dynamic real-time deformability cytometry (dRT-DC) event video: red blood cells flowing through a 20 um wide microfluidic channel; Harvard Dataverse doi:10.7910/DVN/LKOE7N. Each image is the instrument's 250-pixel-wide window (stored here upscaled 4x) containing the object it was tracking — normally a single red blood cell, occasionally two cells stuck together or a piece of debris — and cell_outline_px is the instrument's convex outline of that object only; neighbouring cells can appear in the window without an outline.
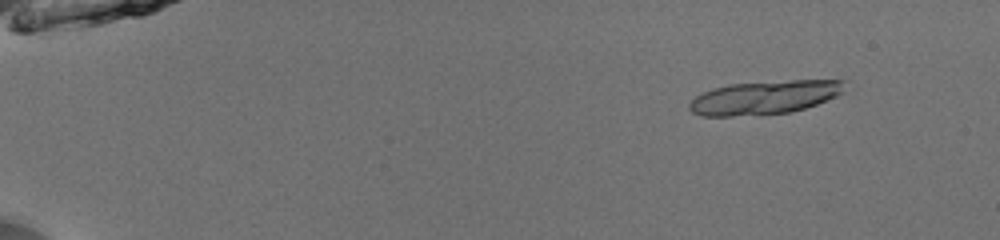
{"species": "common noctule bat (a hibernating species)", "species_latin": "Nyctalus noctula", "temperature_condition": "room temperature", "stored_images_in_passage": 17, "camera_frame_rate_fps": 3000, "um_per_image_px": 0.085, "animal": {"sex": "male", "body_mass_g": 13.0, "forearm_length_mm": 53.1}, "frame": {"image": 1, "passage_image": 6, "time_ms": 1.667, "image_size_px": [1000, 240], "cell_outline_px": [[848, 80], [844, 92], [836, 96], [816, 104], [792, 112], [732, 116], [700, 116], [692, 112], [688, 108], [688, 104], [696, 96], [712, 88], [728, 84], [792, 80]], "centroid_in_image_um": [65.0, 8.27], "position_along_channel_um": 20.0, "area_um2": 30.46}}